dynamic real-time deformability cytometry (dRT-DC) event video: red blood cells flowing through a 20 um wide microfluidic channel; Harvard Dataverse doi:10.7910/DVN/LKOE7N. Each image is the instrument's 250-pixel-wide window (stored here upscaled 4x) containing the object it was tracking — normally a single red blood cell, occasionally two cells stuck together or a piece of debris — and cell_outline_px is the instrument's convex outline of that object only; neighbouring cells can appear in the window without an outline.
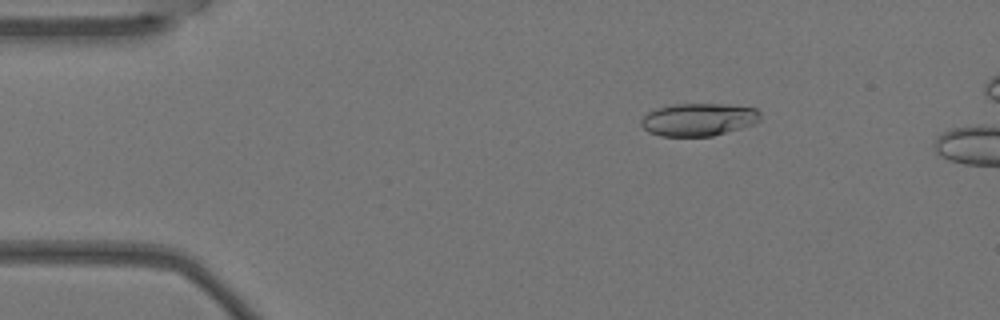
{"species": "Egyptian fruit bat (a non-hibernating species)", "species_latin": "Rousettus aegyptiacus", "temperature_condition": "warm", "stored_images_in_passage": 4, "camera_frame_rate_fps": 3000, "um_per_image_px": 0.085, "animal": {"sex": "female"}, "frame": {"image": 1, "passage_image": 1, "time_ms": 0.0, "image_size_px": [1000, 320], "cell_outline_px": [[760, 120], [752, 124], [740, 128], [712, 136], [660, 136], [648, 132], [640, 124], [640, 120], [648, 112], [656, 108], [672, 104], [728, 104], [756, 108], [760, 112]], "centroid_in_image_um": [59.35, 10.15], "position_along_channel_um": 25.6, "area_um2": 22.77}}